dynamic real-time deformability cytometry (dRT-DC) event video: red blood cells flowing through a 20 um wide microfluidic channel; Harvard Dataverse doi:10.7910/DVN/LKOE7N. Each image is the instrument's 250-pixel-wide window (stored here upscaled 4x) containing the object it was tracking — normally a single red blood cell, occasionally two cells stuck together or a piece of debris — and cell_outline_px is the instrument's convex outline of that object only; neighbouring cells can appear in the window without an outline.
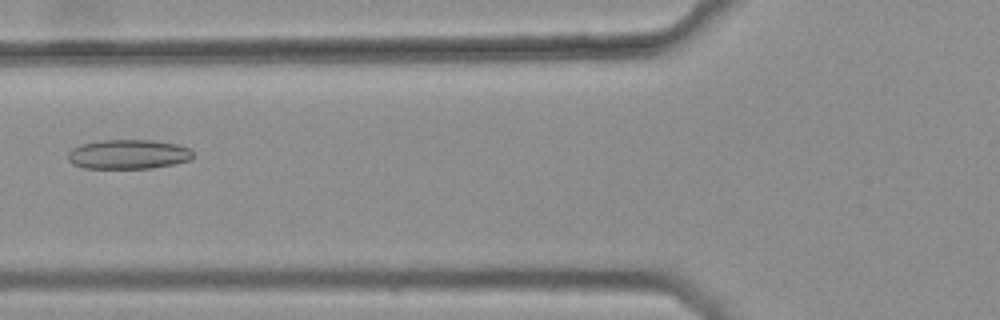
{"species": "common noctule bat (a hibernating species)", "species_latin": "Nyctalus noctula", "temperature_condition": "warm", "stored_images_in_passage": 5, "camera_frame_rate_fps": 3000, "um_per_image_px": 0.085, "animal": {"sex": "female", "body_mass_g": 25.1}, "frame": {"image": 1, "passage_image": 5, "time_ms": 1.333, "image_size_px": [1000, 320], "cell_outline_px": [[192, 160], [152, 168], [84, 168], [72, 164], [68, 160], [68, 152], [72, 148], [80, 144], [100, 140], [152, 140], [180, 144], [188, 148], [192, 152]], "centroid_in_image_um": [10.89, 13.11], "position_along_channel_um": 114.9, "area_um2": 21.62}}